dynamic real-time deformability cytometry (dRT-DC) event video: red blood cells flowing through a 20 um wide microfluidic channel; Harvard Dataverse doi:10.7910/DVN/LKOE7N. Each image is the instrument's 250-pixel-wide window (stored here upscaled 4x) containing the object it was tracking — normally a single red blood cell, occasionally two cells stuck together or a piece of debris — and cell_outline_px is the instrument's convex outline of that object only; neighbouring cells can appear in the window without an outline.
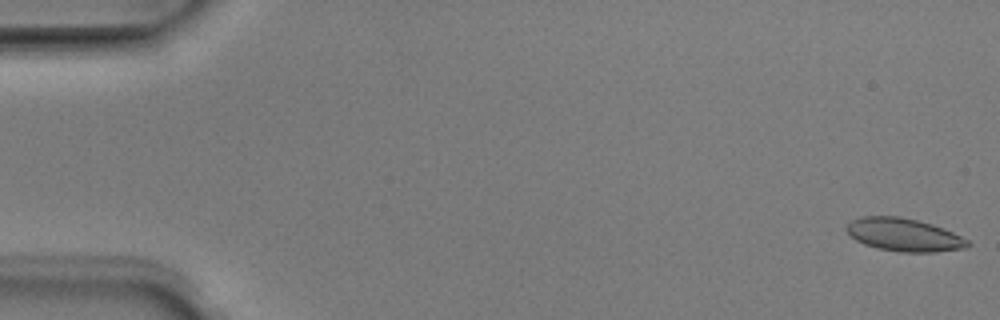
{"species": "Egyptian fruit bat (a non-hibernating species)", "species_latin": "Rousettus aegyptiacus", "temperature_condition": "room temperature", "stored_images_in_passage": 51, "camera_frame_rate_fps": 3000, "um_per_image_px": 0.085, "animal": {"sex": "male"}, "frame": {"image": 1, "passage_image": 1, "time_ms": 0.0, "image_size_px": [1000, 320], "cell_outline_px": [[972, 244], [964, 248], [936, 252], [900, 252], [876, 248], [864, 244], [856, 240], [844, 228], [852, 220], [860, 216], [900, 216], [932, 224], [944, 228], [968, 240]], "centroid_in_image_um": [76.83, 19.96], "position_along_channel_um": 8.2, "area_um2": 23.29}}
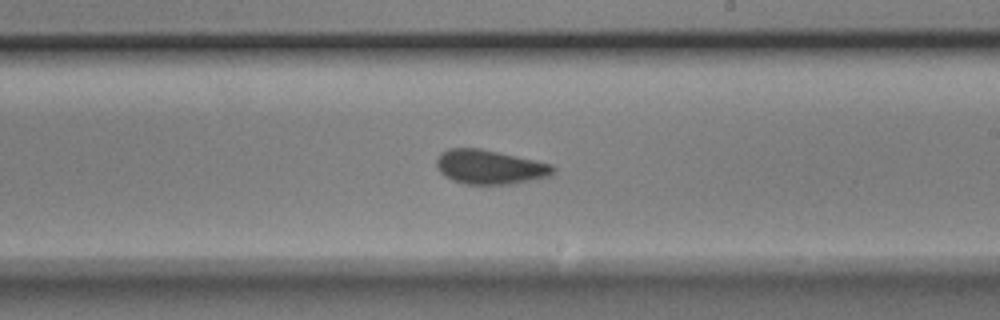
{"frame": {"image": 2, "passage_image": 30, "time_ms": 9.667, "image_size_px": [1000, 320], "cell_outline_px": [[556, 172], [552, 176], [512, 184], [464, 184], [452, 180], [444, 176], [440, 172], [436, 164], [436, 160], [440, 152], [448, 148], [480, 148], [536, 160], [552, 164], [556, 168]], "centroid_in_image_um": [41.65, 14.2], "position_along_channel_um": 247.3, "area_um2": 23.58}}
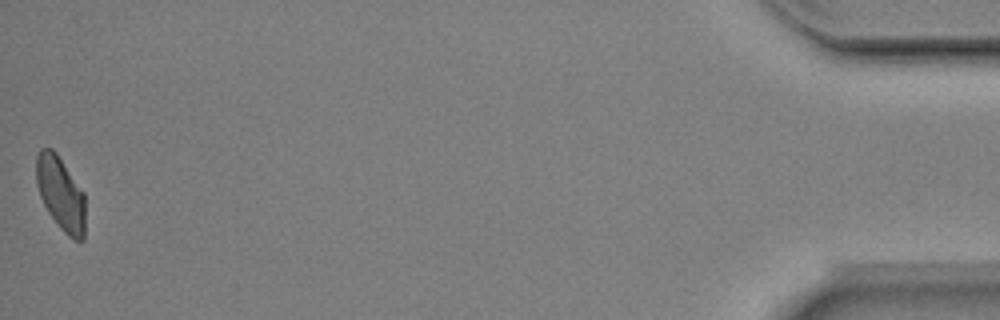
{"frame": {"image": 3, "passage_image": 51, "time_ms": 16.667, "image_size_px": [1000, 320], "cell_outline_px": [[84, 240], [76, 240], [68, 236], [60, 228], [48, 212], [40, 196], [36, 184], [36, 156], [40, 148], [52, 148], [56, 152], [84, 192]], "centroid_in_image_um": [5.14, 16.43], "position_along_channel_um": 430.1, "area_um2": 21.04}, "authors_computed_cell_mechanics": {"area_um2": 23.0622, "velocity_mm_per_s": 3.9637, "shape_relaxation_time_tau1_ms": 8.3136, "shape_relaxation_time_tau2_ms": 0.9791, "deformation_change_tau1": 0.142, "deformation_change_tau2": 0.0681}}